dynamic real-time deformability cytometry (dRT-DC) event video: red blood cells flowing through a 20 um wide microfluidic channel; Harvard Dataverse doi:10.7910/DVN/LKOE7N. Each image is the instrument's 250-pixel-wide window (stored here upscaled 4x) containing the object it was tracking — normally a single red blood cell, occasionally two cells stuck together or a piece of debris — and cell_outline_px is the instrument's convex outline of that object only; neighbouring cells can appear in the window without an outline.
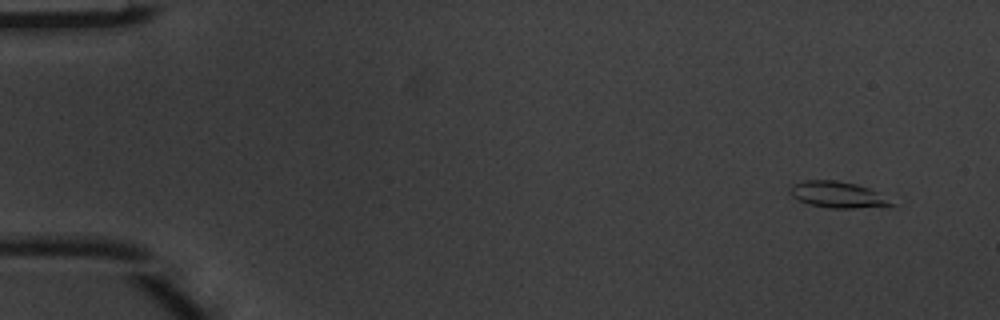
{"species": "common noctule bat (a hibernating species)", "species_latin": "Nyctalus noctula", "temperature_condition": "warm", "stored_images_in_passage": 5, "camera_frame_rate_fps": 3000, "um_per_image_px": 0.085, "animal": {"sex": "male", "body_mass_g": 20.1, "forearm_length_mm": 53.5}, "frame": {"image": 1, "passage_image": 1, "time_ms": 0.0, "image_size_px": [1000, 320], "cell_outline_px": [[896, 204], [888, 208], [828, 208], [808, 204], [792, 196], [788, 192], [792, 184], [804, 180], [836, 180], [856, 184], [868, 188], [876, 192]], "centroid_in_image_um": [71.22, 16.57], "position_along_channel_um": 13.8, "area_um2": 15.72}}